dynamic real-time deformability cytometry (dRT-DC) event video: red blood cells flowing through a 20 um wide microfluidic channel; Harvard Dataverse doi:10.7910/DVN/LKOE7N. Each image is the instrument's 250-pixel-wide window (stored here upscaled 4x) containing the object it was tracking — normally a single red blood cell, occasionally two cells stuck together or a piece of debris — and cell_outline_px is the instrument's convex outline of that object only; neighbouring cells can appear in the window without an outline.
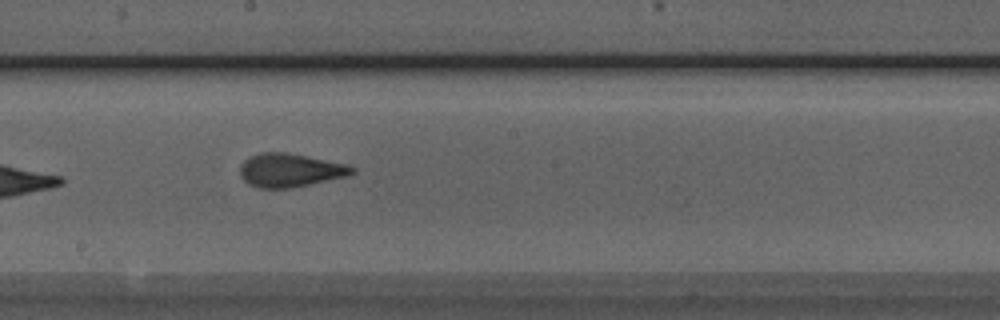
{"species": "Egyptian fruit bat (a non-hibernating species)", "species_latin": "Rousettus aegyptiacus", "temperature_condition": "room temperature", "stored_images_in_passage": 12, "camera_frame_rate_fps": 3000, "um_per_image_px": 0.085, "animal": {"sex": "male"}, "frame": {"image": 1, "passage_image": 9, "time_ms": 2.667, "image_size_px": [1000, 320], "cell_outline_px": [[356, 172], [348, 176], [288, 188], [260, 188], [248, 184], [240, 176], [240, 164], [248, 156], [260, 152], [288, 152], [348, 164], [356, 168]], "centroid_in_image_um": [24.65, 14.45], "position_along_channel_um": 223.6, "area_um2": 22.08}}